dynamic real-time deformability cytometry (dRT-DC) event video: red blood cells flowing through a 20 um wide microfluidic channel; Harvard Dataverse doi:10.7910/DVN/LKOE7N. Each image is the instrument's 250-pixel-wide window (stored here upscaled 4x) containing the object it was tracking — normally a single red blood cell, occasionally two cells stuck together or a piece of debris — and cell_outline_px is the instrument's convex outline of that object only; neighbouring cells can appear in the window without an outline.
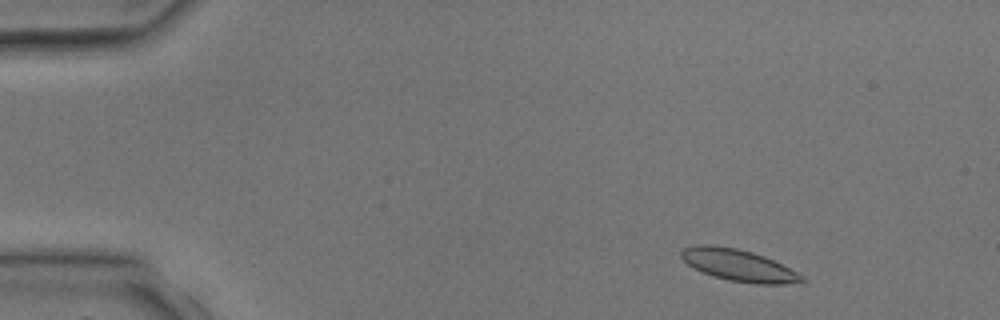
{"species": "common noctule bat (a hibernating species)", "species_latin": "Nyctalus noctula", "temperature_condition": "room temperature", "stored_images_in_passage": 3, "camera_frame_rate_fps": 3000, "um_per_image_px": 0.085, "animal": {"sex": "male", "body_mass_g": 17.9, "forearm_length_mm": 54.2}, "frame": {"image": 1, "passage_image": 1, "time_ms": 0.0, "image_size_px": [1000, 320], "cell_outline_px": [[808, 280], [784, 284], [756, 284], [728, 280], [704, 272], [688, 264], [680, 256], [680, 252], [684, 248], [696, 244], [708, 244], [736, 248], [752, 252], [764, 256], [804, 276]], "centroid_in_image_um": [62.77, 22.54], "position_along_channel_um": 22.2, "area_um2": 21.96}}
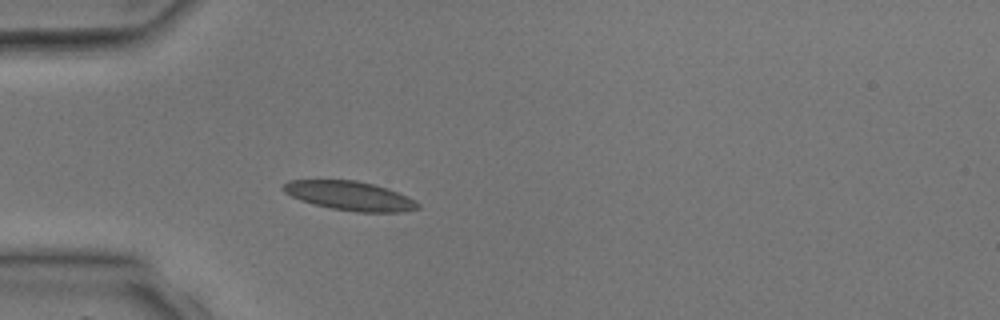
{"frame": {"image": 2, "passage_image": 3, "time_ms": 2.333, "image_size_px": [1000, 320], "cell_outline_px": [[420, 208], [400, 212], [356, 212], [332, 208], [300, 200], [284, 192], [280, 188], [288, 180], [356, 180], [388, 188], [420, 204]], "centroid_in_image_um": [29.7, 16.64], "position_along_channel_um": 55.3, "area_um2": 22.54}}